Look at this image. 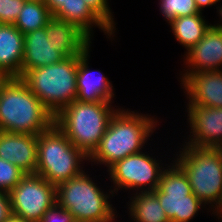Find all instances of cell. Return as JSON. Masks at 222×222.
Returning a JSON list of instances; mask_svg holds the SVG:
<instances>
[{
	"label": "cell",
	"mask_w": 222,
	"mask_h": 222,
	"mask_svg": "<svg viewBox=\"0 0 222 222\" xmlns=\"http://www.w3.org/2000/svg\"><path fill=\"white\" fill-rule=\"evenodd\" d=\"M4 78H5V77L0 74V83L2 82V80H3Z\"/></svg>",
	"instance_id": "d6a6232c"
},
{
	"label": "cell",
	"mask_w": 222,
	"mask_h": 222,
	"mask_svg": "<svg viewBox=\"0 0 222 222\" xmlns=\"http://www.w3.org/2000/svg\"><path fill=\"white\" fill-rule=\"evenodd\" d=\"M168 25L171 28L169 32L172 31L176 41L186 50L185 53L204 37L212 23L205 19L203 13H198L174 18Z\"/></svg>",
	"instance_id": "44dd1931"
},
{
	"label": "cell",
	"mask_w": 222,
	"mask_h": 222,
	"mask_svg": "<svg viewBox=\"0 0 222 222\" xmlns=\"http://www.w3.org/2000/svg\"><path fill=\"white\" fill-rule=\"evenodd\" d=\"M38 135L0 131V158L25 174H36Z\"/></svg>",
	"instance_id": "9a60e30c"
},
{
	"label": "cell",
	"mask_w": 222,
	"mask_h": 222,
	"mask_svg": "<svg viewBox=\"0 0 222 222\" xmlns=\"http://www.w3.org/2000/svg\"><path fill=\"white\" fill-rule=\"evenodd\" d=\"M158 7L166 23L177 17L202 13L195 0H158Z\"/></svg>",
	"instance_id": "603a6c76"
},
{
	"label": "cell",
	"mask_w": 222,
	"mask_h": 222,
	"mask_svg": "<svg viewBox=\"0 0 222 222\" xmlns=\"http://www.w3.org/2000/svg\"><path fill=\"white\" fill-rule=\"evenodd\" d=\"M113 103L74 100L54 117V124L89 158L99 146L111 117L120 108Z\"/></svg>",
	"instance_id": "277c9868"
},
{
	"label": "cell",
	"mask_w": 222,
	"mask_h": 222,
	"mask_svg": "<svg viewBox=\"0 0 222 222\" xmlns=\"http://www.w3.org/2000/svg\"><path fill=\"white\" fill-rule=\"evenodd\" d=\"M91 48L90 46L81 56H78L76 100L81 102H114L116 95L112 81L101 70L89 68L91 67L89 65Z\"/></svg>",
	"instance_id": "4fadbf2b"
},
{
	"label": "cell",
	"mask_w": 222,
	"mask_h": 222,
	"mask_svg": "<svg viewBox=\"0 0 222 222\" xmlns=\"http://www.w3.org/2000/svg\"><path fill=\"white\" fill-rule=\"evenodd\" d=\"M46 36L64 58L81 56L94 43L77 26L52 17L45 26Z\"/></svg>",
	"instance_id": "2e32d148"
},
{
	"label": "cell",
	"mask_w": 222,
	"mask_h": 222,
	"mask_svg": "<svg viewBox=\"0 0 222 222\" xmlns=\"http://www.w3.org/2000/svg\"><path fill=\"white\" fill-rule=\"evenodd\" d=\"M89 8L116 34V21L114 12L109 5V0H84Z\"/></svg>",
	"instance_id": "d4e9b609"
},
{
	"label": "cell",
	"mask_w": 222,
	"mask_h": 222,
	"mask_svg": "<svg viewBox=\"0 0 222 222\" xmlns=\"http://www.w3.org/2000/svg\"><path fill=\"white\" fill-rule=\"evenodd\" d=\"M78 56L61 62L27 70L20 79L56 116L77 97Z\"/></svg>",
	"instance_id": "52a82bcc"
},
{
	"label": "cell",
	"mask_w": 222,
	"mask_h": 222,
	"mask_svg": "<svg viewBox=\"0 0 222 222\" xmlns=\"http://www.w3.org/2000/svg\"><path fill=\"white\" fill-rule=\"evenodd\" d=\"M128 198L126 213L130 222H170L155 191L136 192L128 195Z\"/></svg>",
	"instance_id": "ffe728a7"
},
{
	"label": "cell",
	"mask_w": 222,
	"mask_h": 222,
	"mask_svg": "<svg viewBox=\"0 0 222 222\" xmlns=\"http://www.w3.org/2000/svg\"><path fill=\"white\" fill-rule=\"evenodd\" d=\"M67 0H43L44 4L48 7L53 14L62 4H65Z\"/></svg>",
	"instance_id": "f546056e"
},
{
	"label": "cell",
	"mask_w": 222,
	"mask_h": 222,
	"mask_svg": "<svg viewBox=\"0 0 222 222\" xmlns=\"http://www.w3.org/2000/svg\"><path fill=\"white\" fill-rule=\"evenodd\" d=\"M131 110L121 107L111 117L99 146L89 157V165H104L108 170L125 157L147 149L145 145L162 122L155 114Z\"/></svg>",
	"instance_id": "6da1fadb"
},
{
	"label": "cell",
	"mask_w": 222,
	"mask_h": 222,
	"mask_svg": "<svg viewBox=\"0 0 222 222\" xmlns=\"http://www.w3.org/2000/svg\"><path fill=\"white\" fill-rule=\"evenodd\" d=\"M12 214L25 222H40L56 201V186L37 174H26L9 192Z\"/></svg>",
	"instance_id": "30bf717a"
},
{
	"label": "cell",
	"mask_w": 222,
	"mask_h": 222,
	"mask_svg": "<svg viewBox=\"0 0 222 222\" xmlns=\"http://www.w3.org/2000/svg\"><path fill=\"white\" fill-rule=\"evenodd\" d=\"M84 170L56 187V201L69 211L75 222H115L120 218L113 206L115 197L112 189L99 186L91 171ZM116 208V209H115Z\"/></svg>",
	"instance_id": "3957f363"
},
{
	"label": "cell",
	"mask_w": 222,
	"mask_h": 222,
	"mask_svg": "<svg viewBox=\"0 0 222 222\" xmlns=\"http://www.w3.org/2000/svg\"><path fill=\"white\" fill-rule=\"evenodd\" d=\"M55 48L56 45L46 36L45 27L25 34L21 76L27 70L61 62L64 57Z\"/></svg>",
	"instance_id": "e0dca14e"
},
{
	"label": "cell",
	"mask_w": 222,
	"mask_h": 222,
	"mask_svg": "<svg viewBox=\"0 0 222 222\" xmlns=\"http://www.w3.org/2000/svg\"><path fill=\"white\" fill-rule=\"evenodd\" d=\"M156 156L153 157L148 148V151L145 149L116 162L106 170L107 178L112 183L106 187H110L115 196L119 190L124 193L128 191L129 195L140 191H154L159 186L162 172L173 159L168 158L167 164L161 158H155Z\"/></svg>",
	"instance_id": "ba28073f"
},
{
	"label": "cell",
	"mask_w": 222,
	"mask_h": 222,
	"mask_svg": "<svg viewBox=\"0 0 222 222\" xmlns=\"http://www.w3.org/2000/svg\"><path fill=\"white\" fill-rule=\"evenodd\" d=\"M25 175L15 164L0 158V191L9 193Z\"/></svg>",
	"instance_id": "cb8c5ba5"
},
{
	"label": "cell",
	"mask_w": 222,
	"mask_h": 222,
	"mask_svg": "<svg viewBox=\"0 0 222 222\" xmlns=\"http://www.w3.org/2000/svg\"><path fill=\"white\" fill-rule=\"evenodd\" d=\"M195 2L199 11L202 13L204 11V8H208V7L211 8V6L216 5V9H217L216 13L219 19L222 20V5H221L222 3H220L221 0H195ZM217 4L220 6H218Z\"/></svg>",
	"instance_id": "f1b7e54d"
},
{
	"label": "cell",
	"mask_w": 222,
	"mask_h": 222,
	"mask_svg": "<svg viewBox=\"0 0 222 222\" xmlns=\"http://www.w3.org/2000/svg\"><path fill=\"white\" fill-rule=\"evenodd\" d=\"M180 87L186 97V105L222 107V71L190 73Z\"/></svg>",
	"instance_id": "5bb4252c"
},
{
	"label": "cell",
	"mask_w": 222,
	"mask_h": 222,
	"mask_svg": "<svg viewBox=\"0 0 222 222\" xmlns=\"http://www.w3.org/2000/svg\"><path fill=\"white\" fill-rule=\"evenodd\" d=\"M24 35L13 24H0V74L21 77Z\"/></svg>",
	"instance_id": "d6986e66"
},
{
	"label": "cell",
	"mask_w": 222,
	"mask_h": 222,
	"mask_svg": "<svg viewBox=\"0 0 222 222\" xmlns=\"http://www.w3.org/2000/svg\"><path fill=\"white\" fill-rule=\"evenodd\" d=\"M154 191L170 222L193 221L201 210H208L207 213L212 215L192 193L186 174L173 160L162 172L159 186Z\"/></svg>",
	"instance_id": "9c48e42d"
},
{
	"label": "cell",
	"mask_w": 222,
	"mask_h": 222,
	"mask_svg": "<svg viewBox=\"0 0 222 222\" xmlns=\"http://www.w3.org/2000/svg\"><path fill=\"white\" fill-rule=\"evenodd\" d=\"M27 0H0V24H14Z\"/></svg>",
	"instance_id": "484cf974"
},
{
	"label": "cell",
	"mask_w": 222,
	"mask_h": 222,
	"mask_svg": "<svg viewBox=\"0 0 222 222\" xmlns=\"http://www.w3.org/2000/svg\"><path fill=\"white\" fill-rule=\"evenodd\" d=\"M12 217L9 193L0 191V222H7Z\"/></svg>",
	"instance_id": "83f0119b"
},
{
	"label": "cell",
	"mask_w": 222,
	"mask_h": 222,
	"mask_svg": "<svg viewBox=\"0 0 222 222\" xmlns=\"http://www.w3.org/2000/svg\"><path fill=\"white\" fill-rule=\"evenodd\" d=\"M7 222H25V221L13 216V217H12L9 221H7Z\"/></svg>",
	"instance_id": "1f68e13d"
},
{
	"label": "cell",
	"mask_w": 222,
	"mask_h": 222,
	"mask_svg": "<svg viewBox=\"0 0 222 222\" xmlns=\"http://www.w3.org/2000/svg\"><path fill=\"white\" fill-rule=\"evenodd\" d=\"M180 146L172 160L186 174L192 193L213 212L222 200V148Z\"/></svg>",
	"instance_id": "5b68a950"
},
{
	"label": "cell",
	"mask_w": 222,
	"mask_h": 222,
	"mask_svg": "<svg viewBox=\"0 0 222 222\" xmlns=\"http://www.w3.org/2000/svg\"><path fill=\"white\" fill-rule=\"evenodd\" d=\"M212 216L216 217L219 222H222V200L220 204L216 207V209L212 212Z\"/></svg>",
	"instance_id": "4dcf8cb0"
},
{
	"label": "cell",
	"mask_w": 222,
	"mask_h": 222,
	"mask_svg": "<svg viewBox=\"0 0 222 222\" xmlns=\"http://www.w3.org/2000/svg\"><path fill=\"white\" fill-rule=\"evenodd\" d=\"M54 115L19 77L0 83V131L38 135L54 124Z\"/></svg>",
	"instance_id": "7a4b0ae2"
},
{
	"label": "cell",
	"mask_w": 222,
	"mask_h": 222,
	"mask_svg": "<svg viewBox=\"0 0 222 222\" xmlns=\"http://www.w3.org/2000/svg\"><path fill=\"white\" fill-rule=\"evenodd\" d=\"M53 17L74 24L83 31L92 41L95 28L100 29L111 42L115 34L93 11L84 0H67L53 14ZM94 28V30H93Z\"/></svg>",
	"instance_id": "ac0fdd59"
},
{
	"label": "cell",
	"mask_w": 222,
	"mask_h": 222,
	"mask_svg": "<svg viewBox=\"0 0 222 222\" xmlns=\"http://www.w3.org/2000/svg\"><path fill=\"white\" fill-rule=\"evenodd\" d=\"M52 17L43 1L27 0L13 25L25 35L45 27Z\"/></svg>",
	"instance_id": "7402d4cb"
},
{
	"label": "cell",
	"mask_w": 222,
	"mask_h": 222,
	"mask_svg": "<svg viewBox=\"0 0 222 222\" xmlns=\"http://www.w3.org/2000/svg\"><path fill=\"white\" fill-rule=\"evenodd\" d=\"M181 57L185 67L179 73V83L190 73L222 71V20L214 21L204 37Z\"/></svg>",
	"instance_id": "7c38bea8"
},
{
	"label": "cell",
	"mask_w": 222,
	"mask_h": 222,
	"mask_svg": "<svg viewBox=\"0 0 222 222\" xmlns=\"http://www.w3.org/2000/svg\"><path fill=\"white\" fill-rule=\"evenodd\" d=\"M40 222H75L72 214L55 203L45 213Z\"/></svg>",
	"instance_id": "4316f807"
},
{
	"label": "cell",
	"mask_w": 222,
	"mask_h": 222,
	"mask_svg": "<svg viewBox=\"0 0 222 222\" xmlns=\"http://www.w3.org/2000/svg\"><path fill=\"white\" fill-rule=\"evenodd\" d=\"M187 109V110H186ZM190 133L178 143L193 148H222V107L186 105Z\"/></svg>",
	"instance_id": "8fae6325"
},
{
	"label": "cell",
	"mask_w": 222,
	"mask_h": 222,
	"mask_svg": "<svg viewBox=\"0 0 222 222\" xmlns=\"http://www.w3.org/2000/svg\"><path fill=\"white\" fill-rule=\"evenodd\" d=\"M89 158L53 124L38 134L36 174L54 186L79 175Z\"/></svg>",
	"instance_id": "8992f818"
}]
</instances>
